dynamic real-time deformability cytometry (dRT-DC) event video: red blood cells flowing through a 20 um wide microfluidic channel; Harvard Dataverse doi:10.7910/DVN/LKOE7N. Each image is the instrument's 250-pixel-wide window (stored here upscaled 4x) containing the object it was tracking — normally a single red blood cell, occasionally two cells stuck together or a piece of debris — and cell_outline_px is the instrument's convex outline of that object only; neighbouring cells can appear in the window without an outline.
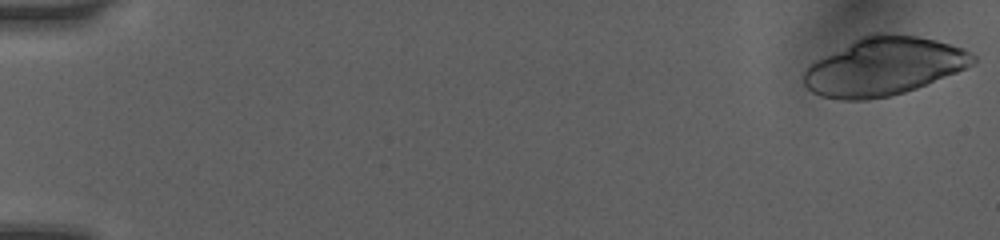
{"species": "human", "species_latin": "Homo sapiens", "temperature_condition": "room temperature", "stored_images_in_passage": 41, "camera_frame_rate_fps": 3000, "um_per_image_px": 0.085, "donor": {"sex": "female"}, "frame": {"image": 1, "passage_image": 1, "time_ms": 0.0, "image_size_px": [1000, 240], "cell_outline_px": [[976, 60], [972, 64], [956, 72], [916, 88], [904, 92], [888, 96], [864, 100], [844, 100], [820, 96], [812, 92], [804, 84], [804, 72], [808, 64], [860, 36], [872, 32], [888, 32], [916, 36], [936, 40], [964, 48], [976, 56]], "centroid_in_image_um": [75.09, 5.63], "position_along_channel_um": 9.9, "area_um2": 57.22}}
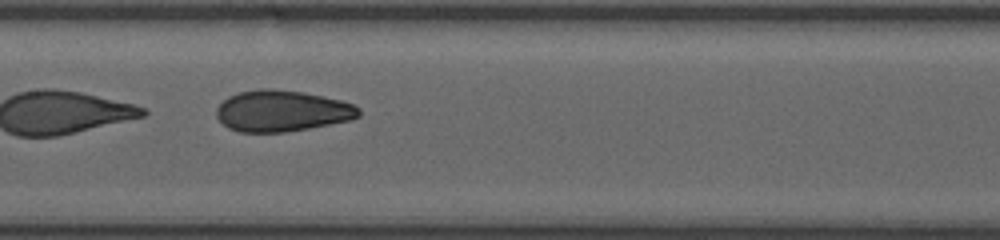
{"frame": {"image": 2, "passage_image": 22, "time_ms": 8.667, "image_size_px": [1000, 240], "cell_outline_px": [[360, 116], [352, 120], [308, 128], [284, 132], [240, 132], [228, 128], [216, 116], [216, 108], [228, 96], [240, 92], [260, 88], [272, 88], [304, 92], [340, 100], [352, 104], [360, 108]], "centroid_in_image_um": [23.97, 9.42], "position_along_channel_um": 183.4, "area_um2": 34.22}}
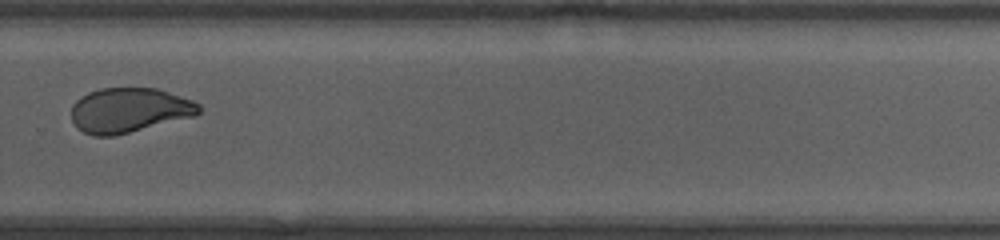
{"frame": {"image": 3, "passage_image": 30, "time_ms": 12.0, "image_size_px": [1000, 240], "cell_outline_px": [[200, 112], [196, 116], [112, 136], [92, 136], [76, 128], [72, 120], [72, 104], [76, 100], [88, 92], [100, 88], [156, 88], [192, 100], [200, 104]], "centroid_in_image_um": [10.96, 9.37], "position_along_channel_um": 318.8, "area_um2": 33.23}, "authors_computed_cell_mechanics": {"area_um2": 36.703, "velocity_mm_per_s": 4.0955, "shape_relaxation_time_tau1_ms": null, "shape_relaxation_time_tau2_ms": 0.8616, "deformation_change_tau1": null, "deformation_change_tau2": 0.0637}}